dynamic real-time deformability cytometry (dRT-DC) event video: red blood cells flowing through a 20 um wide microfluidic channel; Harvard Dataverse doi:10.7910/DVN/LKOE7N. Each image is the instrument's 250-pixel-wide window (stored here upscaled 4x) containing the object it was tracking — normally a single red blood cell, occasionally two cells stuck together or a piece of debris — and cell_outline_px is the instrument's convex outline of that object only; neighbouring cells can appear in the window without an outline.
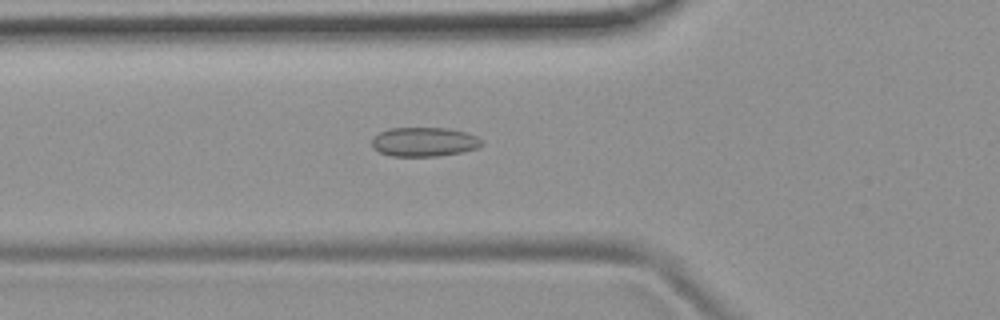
{"species": "common noctule bat (a hibernating species)", "species_latin": "Nyctalus noctula", "temperature_condition": "room temperature", "stored_images_in_passage": 48, "camera_frame_rate_fps": 3000, "um_per_image_px": 0.085, "animal": {"sex": "female", "body_mass_g": 19.9}, "frame": {"image": 1, "passage_image": 14, "time_ms": 4.333, "image_size_px": [1000, 320], "cell_outline_px": [[484, 144], [476, 148], [460, 152], [436, 156], [392, 156], [380, 152], [372, 148], [372, 140], [380, 132], [388, 128], [448, 128], [468, 132], [484, 140]], "centroid_in_image_um": [36.08, 12.05], "position_along_channel_um": 89.7, "area_um2": 18.73}}
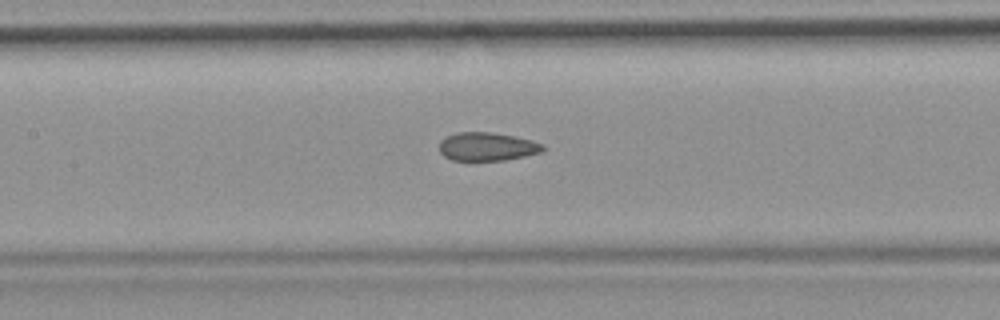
{"frame": {"image": 2, "passage_image": 20, "time_ms": 6.333, "image_size_px": [1000, 320], "cell_outline_px": [[544, 148], [540, 152], [524, 156], [504, 160], [452, 160], [444, 156], [440, 152], [440, 140], [456, 132], [492, 132], [516, 136], [532, 140], [544, 144]], "centroid_in_image_um": [41.41, 12.45], "position_along_channel_um": 166.0, "area_um2": 17.11}}
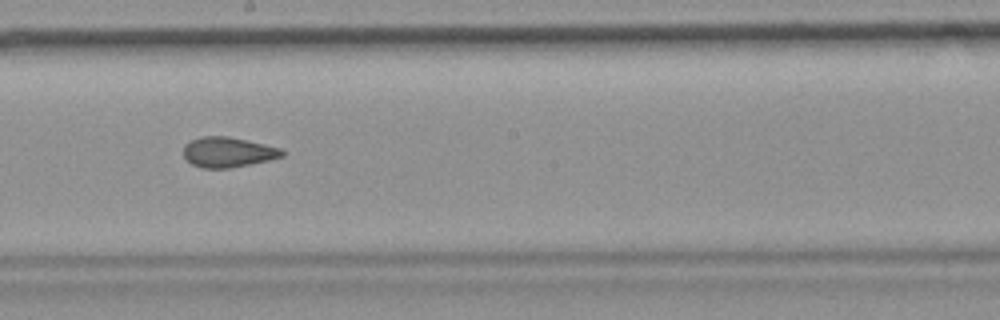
{"frame": {"image": 3, "passage_image": 25, "time_ms": 8.0, "image_size_px": [1000, 320], "cell_outline_px": [[284, 156], [268, 160], [228, 168], [200, 168], [192, 164], [184, 156], [184, 144], [200, 136], [228, 136], [264, 144], [280, 148], [284, 152]], "centroid_in_image_um": [19.35, 12.93], "position_along_channel_um": 228.8, "area_um2": 17.17}, "authors_computed_cell_mechanics": {"area_um2": 17.8313, "velocity_mm_per_s": 3.7879, "shape_relaxation_time_tau1_ms": null, "shape_relaxation_time_tau2_ms": 1.8957, "deformation_change_tau1": null, "deformation_change_tau2": 0.0836}}